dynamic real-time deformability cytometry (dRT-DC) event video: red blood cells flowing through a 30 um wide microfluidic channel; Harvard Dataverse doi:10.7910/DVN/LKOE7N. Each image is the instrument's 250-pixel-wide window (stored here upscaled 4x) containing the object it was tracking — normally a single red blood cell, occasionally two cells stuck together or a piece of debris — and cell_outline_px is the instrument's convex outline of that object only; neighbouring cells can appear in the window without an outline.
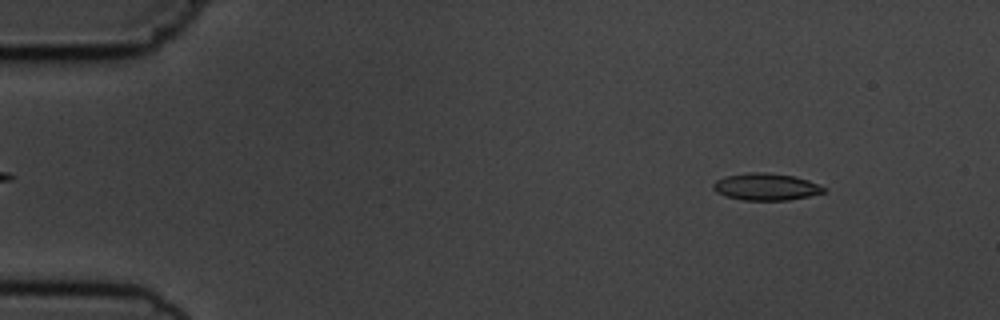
{"species": "common noctule bat (a hibernating species)", "species_latin": "Nyctalus noctula", "temperature_condition": "cold", "stored_images_in_passage": 4, "camera_frame_rate_fps": 3000, "um_per_image_px": 0.085, "animal": {"sex": "male", "body_mass_g": 19.5, "forearm_length_mm": 54.6}, "frame": {"image": 1, "passage_image": 1, "time_ms": 0.0, "image_size_px": [1000, 320], "cell_outline_px": [[828, 188], [824, 192], [808, 196], [788, 200], [744, 200], [728, 196], [716, 192], [712, 188], [712, 184], [716, 180], [724, 176], [748, 172], [768, 172], [792, 176], [808, 180]], "centroid_in_image_um": [65.1, 15.86], "position_along_channel_um": 19.9, "area_um2": 17.4}}